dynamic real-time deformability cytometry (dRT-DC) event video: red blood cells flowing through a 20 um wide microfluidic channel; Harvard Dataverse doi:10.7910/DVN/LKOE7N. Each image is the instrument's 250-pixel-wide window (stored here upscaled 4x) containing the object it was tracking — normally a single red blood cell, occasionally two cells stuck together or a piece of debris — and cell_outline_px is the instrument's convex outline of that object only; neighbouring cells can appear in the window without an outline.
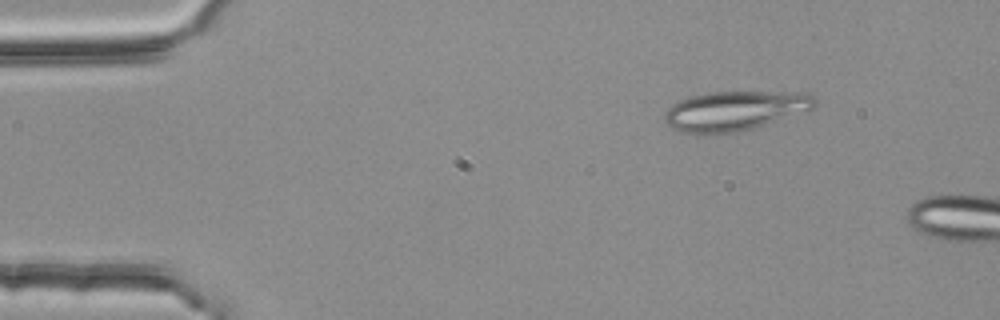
{"species": "common noctule bat (a hibernating species)", "species_latin": "Nyctalus noctula", "temperature_condition": "room temperature", "stored_images_in_passage": 11, "camera_frame_rate_fps": 3000, "um_per_image_px": 0.085, "animal": {"sex": "female", "body_mass_g": 25.1}, "frame": {"image": 1, "passage_image": 7, "time_ms": 2.0, "image_size_px": [1000, 320], "cell_outline_px": [[816, 108], [808, 112], [752, 128], [732, 132], [680, 132], [672, 128], [664, 120], [664, 112], [672, 104], [680, 100], [692, 96], [708, 92], [812, 92], [816, 96]], "centroid_in_image_um": [62.56, 9.38], "position_along_channel_um": 22.4, "area_um2": 34.62}}